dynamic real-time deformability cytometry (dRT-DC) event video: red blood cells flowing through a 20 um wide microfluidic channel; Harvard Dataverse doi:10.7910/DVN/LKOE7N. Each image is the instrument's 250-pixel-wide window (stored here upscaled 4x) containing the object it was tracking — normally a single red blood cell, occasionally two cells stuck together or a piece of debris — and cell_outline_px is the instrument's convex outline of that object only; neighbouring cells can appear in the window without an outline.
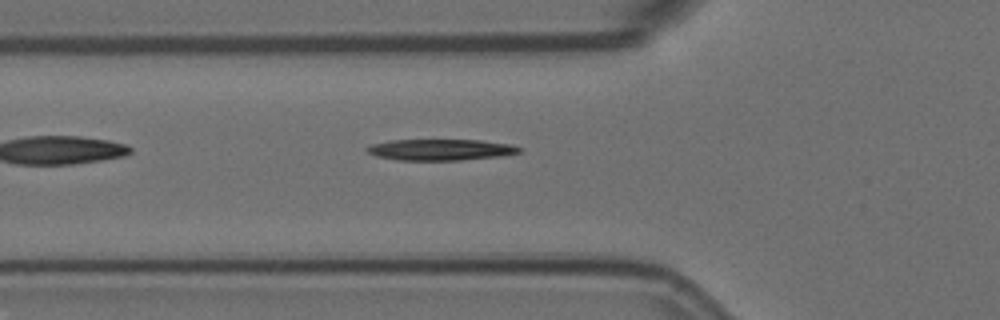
{"species": "Egyptian fruit bat (a non-hibernating species)", "species_latin": "Rousettus aegyptiacus", "temperature_condition": "room temperature", "stored_images_in_passage": 3, "camera_frame_rate_fps": 3000, "um_per_image_px": 0.085, "animal": {"sex": "female"}, "frame": {"image": 1, "passage_image": 3, "time_ms": 0.667, "image_size_px": [1000, 320], "cell_outline_px": [[520, 152], [500, 156], [460, 160], [396, 160], [376, 156], [368, 152], [364, 148], [372, 144], [388, 140], [480, 140], [512, 144], [520, 148]], "centroid_in_image_um": [37.41, 12.72], "position_along_channel_um": 88.4, "area_um2": 18.79}}